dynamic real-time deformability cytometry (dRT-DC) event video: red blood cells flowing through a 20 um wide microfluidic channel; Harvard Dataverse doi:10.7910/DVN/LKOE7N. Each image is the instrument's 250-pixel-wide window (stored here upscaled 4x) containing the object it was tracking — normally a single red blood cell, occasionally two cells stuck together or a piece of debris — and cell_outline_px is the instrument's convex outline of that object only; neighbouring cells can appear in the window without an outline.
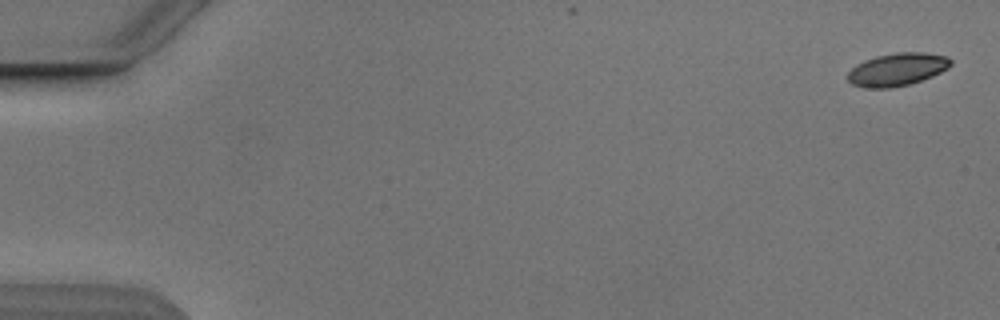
{"species": "Egyptian fruit bat (a non-hibernating species)", "species_latin": "Rousettus aegyptiacus", "temperature_condition": "cold", "stored_images_in_passage": 5, "camera_frame_rate_fps": 3000, "um_per_image_px": 0.085, "animal": {"sex": "male"}, "frame": {"image": 1, "passage_image": 1, "time_ms": 0.0, "image_size_px": [1000, 320], "cell_outline_px": [[952, 64], [948, 68], [932, 76], [908, 84], [888, 88], [864, 88], [852, 84], [848, 80], [848, 72], [856, 64], [864, 60], [876, 56], [896, 52], [924, 52], [948, 56], [952, 60]], "centroid_in_image_um": [76.26, 5.89], "position_along_channel_um": 8.7, "area_um2": 19.71}}
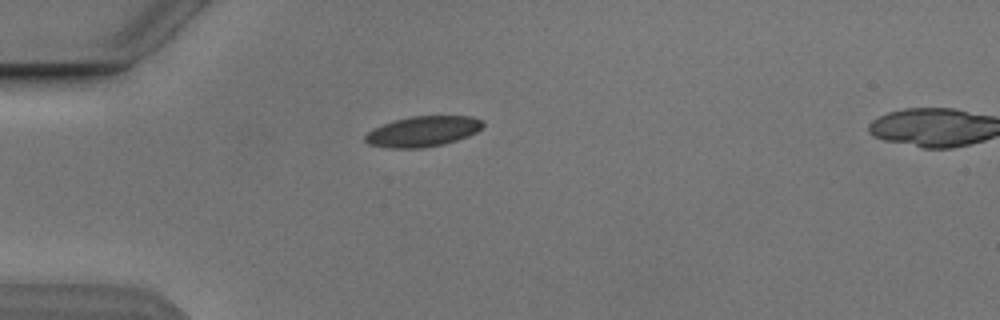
{"frame": {"image": 2, "passage_image": 4, "time_ms": 4.667, "image_size_px": [1000, 320], "cell_outline_px": [[484, 124], [476, 132], [468, 136], [444, 144], [424, 148], [388, 148], [368, 144], [364, 140], [364, 136], [372, 128], [392, 120], [412, 116], [472, 116], [484, 120]], "centroid_in_image_um": [35.92, 11.17], "position_along_channel_um": 49.1, "area_um2": 21.1}}